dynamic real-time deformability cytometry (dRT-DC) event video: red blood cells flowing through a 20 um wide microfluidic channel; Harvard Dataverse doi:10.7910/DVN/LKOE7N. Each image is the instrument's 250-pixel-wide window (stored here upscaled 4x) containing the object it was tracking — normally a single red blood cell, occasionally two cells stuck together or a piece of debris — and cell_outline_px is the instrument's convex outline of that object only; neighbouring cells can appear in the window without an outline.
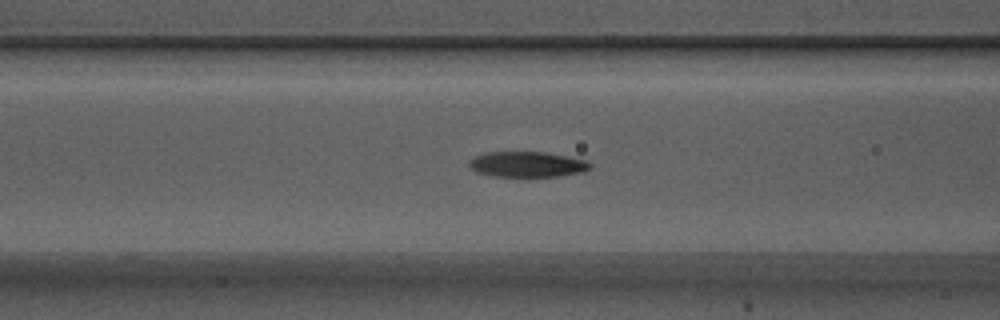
{"species": "Egyptian fruit bat (a non-hibernating species)", "species_latin": "Rousettus aegyptiacus", "temperature_condition": "warm", "stored_images_in_passage": 48, "camera_frame_rate_fps": 3000, "um_per_image_px": 0.085, "animal": {"sex": "male"}, "frame": {"image": 1, "passage_image": 14, "time_ms": 4.333, "image_size_px": [1000, 320], "cell_outline_px": [[592, 168], [580, 172], [560, 176], [492, 176], [476, 172], [468, 164], [476, 156], [484, 152], [548, 152], [588, 160], [592, 164]], "centroid_in_image_um": [44.86, 13.96], "position_along_channel_um": 121.7, "area_um2": 17.98}}
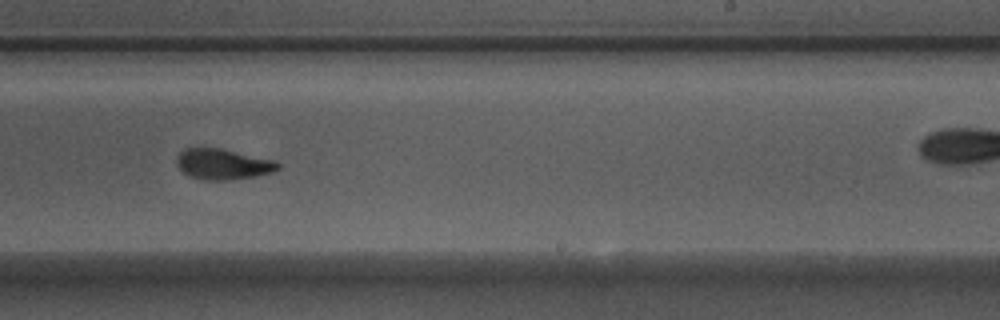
{"frame": {"image": 2, "passage_image": 26, "time_ms": 8.333, "image_size_px": [1000, 320], "cell_outline_px": [[280, 168], [272, 172], [256, 176], [228, 180], [200, 180], [184, 172], [176, 164], [176, 156], [184, 148], [220, 148], [276, 160], [280, 164]], "centroid_in_image_um": [18.96, 13.95], "position_along_channel_um": 270.0, "area_um2": 18.15}}
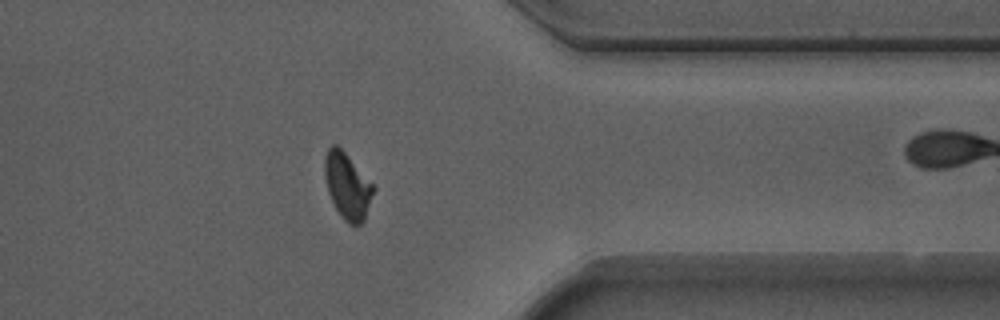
{"frame": {"image": 3, "passage_image": 36, "time_ms": 11.667, "image_size_px": [1000, 320], "cell_outline_px": [[376, 188], [364, 220], [356, 228], [348, 224], [340, 216], [328, 192], [324, 176], [324, 156], [328, 148], [332, 144], [336, 144], [344, 152]], "centroid_in_image_um": [29.52, 15.84], "position_along_channel_um": 381.9, "area_um2": 18.79}, "authors_computed_cell_mechanics": {"area_um2": 18.3226, "velocity_mm_per_s": 3.7218, "shape_relaxation_time_tau1_ms": 4.6455, "shape_relaxation_time_tau2_ms": 1.7492, "deformation_change_tau1": 0.1912, "deformation_change_tau2": 0.0747}}